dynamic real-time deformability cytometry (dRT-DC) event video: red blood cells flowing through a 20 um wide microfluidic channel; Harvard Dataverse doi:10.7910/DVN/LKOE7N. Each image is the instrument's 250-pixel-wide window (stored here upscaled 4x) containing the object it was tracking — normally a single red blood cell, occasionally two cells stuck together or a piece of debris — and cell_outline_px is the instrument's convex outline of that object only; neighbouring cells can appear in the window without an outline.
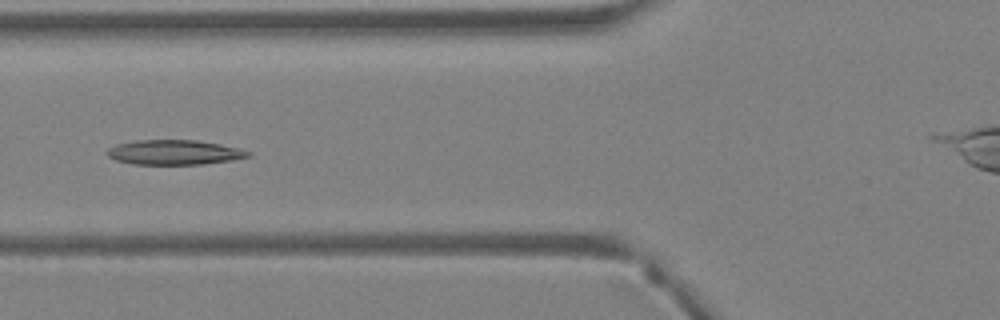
{"species": "Egyptian fruit bat (a non-hibernating species)", "species_latin": "Rousettus aegyptiacus", "temperature_condition": "warm", "stored_images_in_passage": 41, "camera_frame_rate_fps": 3000, "um_per_image_px": 0.085, "animal": {"sex": "female"}, "frame": {"image": 1, "passage_image": 16, "time_ms": 5.0, "image_size_px": [1000, 320], "cell_outline_px": [[252, 156], [232, 160], [204, 164], [132, 164], [116, 160], [108, 156], [104, 152], [108, 148], [116, 144], [136, 140], [196, 140], [220, 144], [240, 148], [252, 152]], "centroid_in_image_um": [14.82, 12.94], "position_along_channel_um": 111.0, "area_um2": 20.52}}
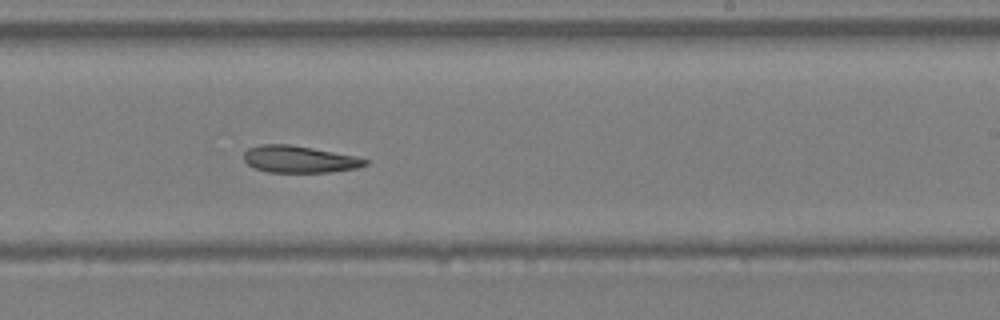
{"frame": {"image": 2, "passage_image": 25, "time_ms": 8.0, "image_size_px": [1000, 320], "cell_outline_px": [[368, 164], [356, 168], [328, 172], [268, 172], [256, 168], [248, 164], [244, 160], [244, 152], [248, 148], [260, 144], [288, 144], [312, 148], [356, 156], [368, 160]], "centroid_in_image_um": [25.43, 13.53], "position_along_channel_um": 263.6, "area_um2": 18.9}}
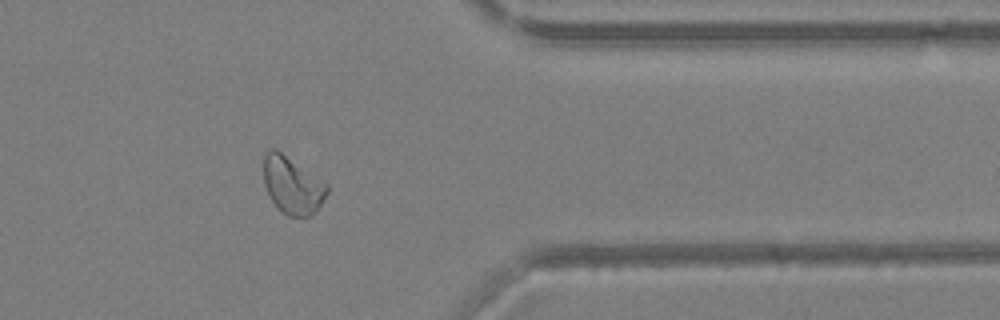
{"frame": {"image": 3, "passage_image": 33, "time_ms": 10.667, "image_size_px": [1000, 320], "cell_outline_px": [[328, 192], [316, 212], [312, 216], [288, 216], [272, 200], [264, 184], [264, 156], [268, 148], [276, 148], [328, 184]], "centroid_in_image_um": [24.86, 15.72], "position_along_channel_um": 386.5, "area_um2": 20.98}}